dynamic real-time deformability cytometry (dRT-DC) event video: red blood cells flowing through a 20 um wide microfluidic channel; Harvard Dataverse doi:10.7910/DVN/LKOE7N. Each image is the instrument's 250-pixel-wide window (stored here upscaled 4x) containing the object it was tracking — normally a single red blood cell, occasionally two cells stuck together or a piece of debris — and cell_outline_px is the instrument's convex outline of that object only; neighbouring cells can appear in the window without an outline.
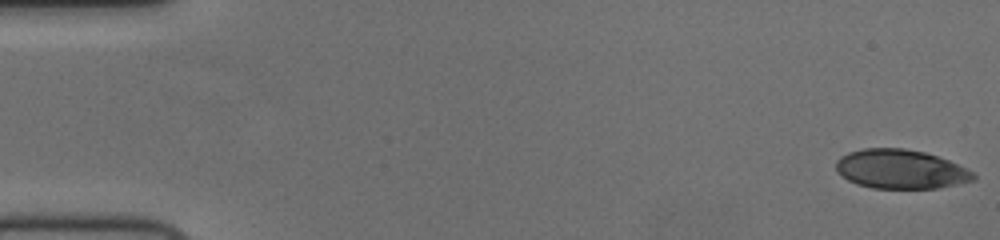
{"species": "human", "species_latin": "Homo sapiens", "temperature_condition": "cold", "stored_images_in_passage": 55, "camera_frame_rate_fps": 3000, "um_per_image_px": 0.085, "donor": {"sex": "female"}, "frame": {"image": 1, "passage_image": 1, "time_ms": 0.0, "image_size_px": [1000, 240], "cell_outline_px": [[976, 180], [936, 188], [872, 188], [856, 184], [848, 180], [836, 172], [836, 160], [840, 156], [848, 152], [864, 148], [904, 148], [924, 152], [948, 160], [968, 168], [976, 176]], "centroid_in_image_um": [76.53, 14.38], "position_along_channel_um": 8.5, "area_um2": 31.44}}
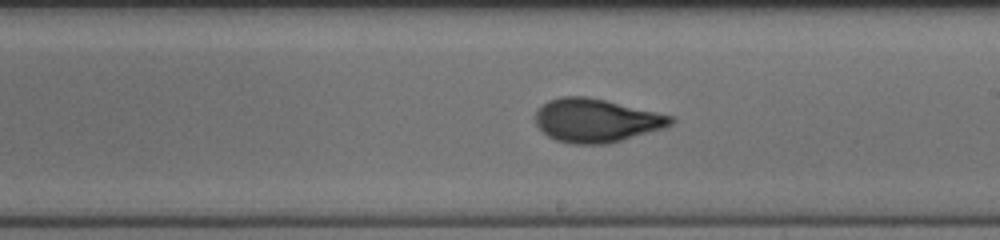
{"frame": {"image": 2, "passage_image": 32, "time_ms": 10.333, "image_size_px": [1000, 240], "cell_outline_px": [[676, 120], [672, 124], [664, 128], [608, 144], [572, 144], [556, 140], [548, 136], [536, 124], [536, 112], [548, 100], [560, 96], [588, 96], [656, 112], [672, 116]], "centroid_in_image_um": [50.68, 10.24], "position_along_channel_um": 238.3, "area_um2": 34.16}}
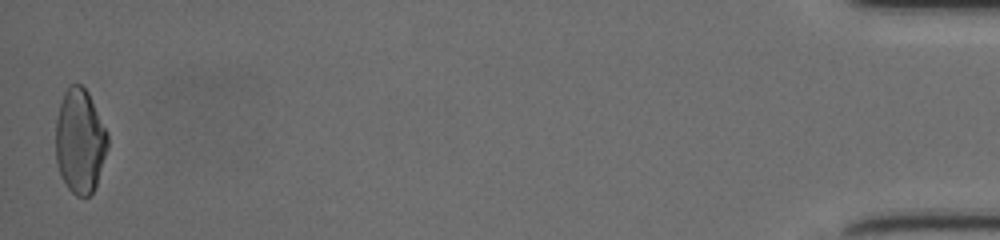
{"frame": {"image": 3, "passage_image": 55, "time_ms": 18.0, "image_size_px": [1000, 240], "cell_outline_px": [[108, 148], [96, 184], [92, 192], [88, 196], [76, 196], [68, 188], [60, 172], [56, 160], [56, 120], [60, 104], [64, 92], [68, 84], [80, 84], [88, 92], [108, 132]], "centroid_in_image_um": [6.8, 11.96], "position_along_channel_um": 428.4, "area_um2": 31.56}, "authors_computed_cell_mechanics": {"area_um2": 33.0038, "velocity_mm_per_s": 3.7322, "shape_relaxation_time_tau1_ms": 5.0135, "shape_relaxation_time_tau2_ms": 0.9898, "deformation_change_tau1": 0.1913, "deformation_change_tau2": 0.063}}